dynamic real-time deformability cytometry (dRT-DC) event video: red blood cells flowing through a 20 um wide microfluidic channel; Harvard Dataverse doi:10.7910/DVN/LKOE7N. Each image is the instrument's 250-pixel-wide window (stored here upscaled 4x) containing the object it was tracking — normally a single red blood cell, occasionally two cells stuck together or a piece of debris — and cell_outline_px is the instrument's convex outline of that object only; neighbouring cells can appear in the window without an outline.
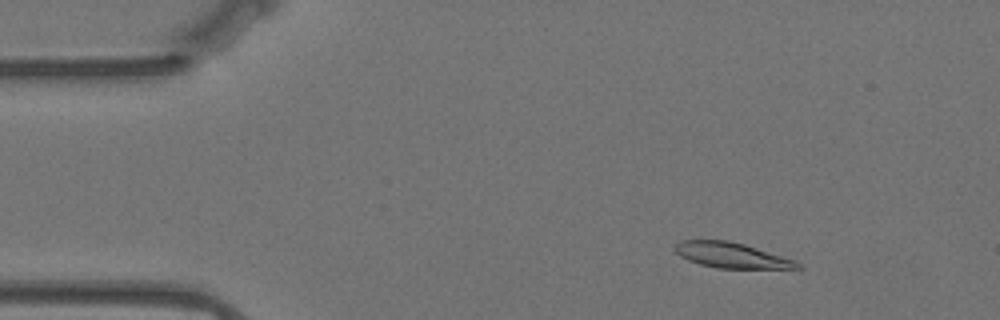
{"species": "Egyptian fruit bat (a non-hibernating species)", "species_latin": "Rousettus aegyptiacus", "temperature_condition": "warm", "stored_images_in_passage": 57, "camera_frame_rate_fps": 3000, "um_per_image_px": 0.085, "animal": {"sex": "female"}, "frame": {"image": 1, "passage_image": 7, "time_ms": 2.0, "image_size_px": [1000, 320], "cell_outline_px": [[804, 268], [716, 268], [700, 264], [688, 260], [680, 256], [672, 248], [680, 240], [728, 240], [744, 244], [796, 260]], "centroid_in_image_um": [62.16, 21.69], "position_along_channel_um": 22.8, "area_um2": 18.09}}
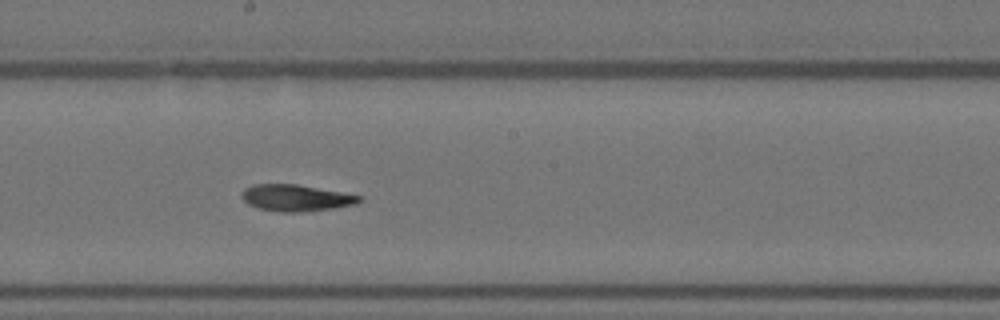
{"frame": {"image": 2, "passage_image": 30, "time_ms": 9.667, "image_size_px": [1000, 320], "cell_outline_px": [[364, 200], [356, 204], [336, 208], [304, 212], [276, 212], [256, 208], [248, 204], [240, 196], [244, 188], [252, 184], [296, 184], [364, 196]], "centroid_in_image_um": [25.17, 16.83], "position_along_channel_um": 223.0, "area_um2": 18.55}}
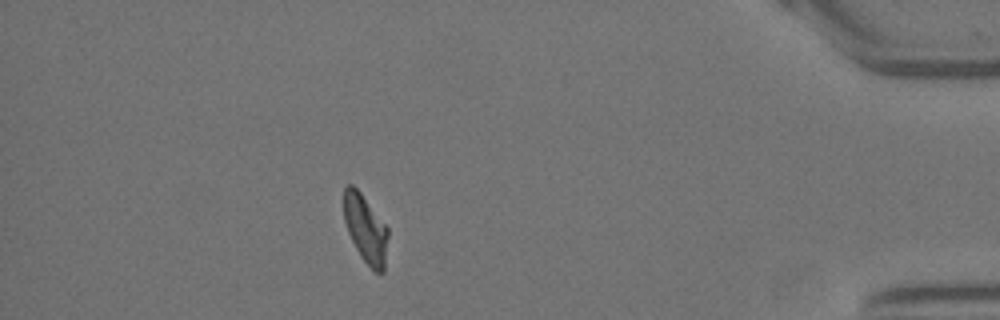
{"frame": {"image": 3, "passage_image": 50, "time_ms": 16.333, "image_size_px": [1000, 320], "cell_outline_px": [[388, 236], [384, 272], [376, 272], [360, 256], [348, 232], [344, 220], [344, 188], [348, 184], [352, 184], [360, 192], [388, 228]], "centroid_in_image_um": [31.07, 19.45], "position_along_channel_um": 404.1, "area_um2": 17.22}, "authors_computed_cell_mechanics": {"area_um2": 18.3804, "velocity_mm_per_s": 3.4971, "shape_relaxation_time_tau1_ms": 3.3472, "shape_relaxation_time_tau2_ms": 3.4778, "deformation_change_tau1": 0.1875, "deformation_change_tau2": 0.1149}}